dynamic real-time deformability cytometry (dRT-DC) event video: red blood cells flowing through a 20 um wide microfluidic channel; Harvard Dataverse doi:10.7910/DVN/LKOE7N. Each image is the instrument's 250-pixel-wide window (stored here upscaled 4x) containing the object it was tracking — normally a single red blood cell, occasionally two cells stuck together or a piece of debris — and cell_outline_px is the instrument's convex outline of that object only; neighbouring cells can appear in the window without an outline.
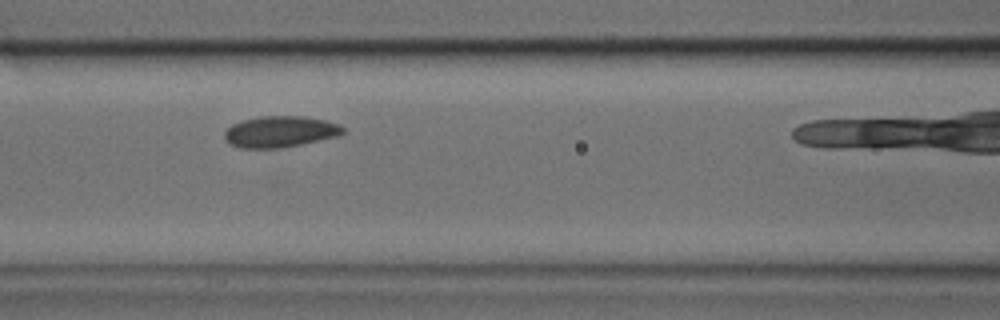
{"species": "common noctule bat (a hibernating species)", "species_latin": "Nyctalus noctula", "temperature_condition": "cold", "stored_images_in_passage": 24, "camera_frame_rate_fps": 3000, "um_per_image_px": 0.085, "animal": {"sex": "male", "body_mass_g": 17.9, "forearm_length_mm": 54.2}, "frame": {"image": 1, "passage_image": 8, "time_ms": 2.333, "image_size_px": [1000, 320], "cell_outline_px": [[344, 132], [340, 136], [280, 148], [240, 148], [228, 144], [224, 140], [224, 132], [232, 124], [240, 120], [260, 116], [304, 116], [324, 120], [340, 124], [344, 128]], "centroid_in_image_um": [23.78, 11.19], "position_along_channel_um": 142.8, "area_um2": 21.79}}